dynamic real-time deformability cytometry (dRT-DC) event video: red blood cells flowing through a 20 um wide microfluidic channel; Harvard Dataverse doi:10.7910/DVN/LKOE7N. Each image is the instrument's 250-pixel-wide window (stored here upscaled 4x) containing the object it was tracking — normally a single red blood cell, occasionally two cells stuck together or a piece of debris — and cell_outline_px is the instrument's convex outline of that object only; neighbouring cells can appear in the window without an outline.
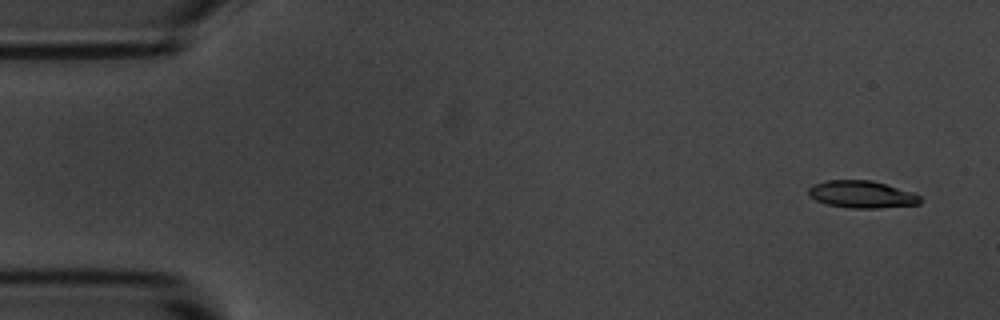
{"species": "common noctule bat (a hibernating species)", "species_latin": "Nyctalus noctula", "temperature_condition": "room temperature", "stored_images_in_passage": 5, "camera_frame_rate_fps": 3000, "um_per_image_px": 0.085, "animal": {"sex": "male", "body_mass_g": 20.1, "forearm_length_mm": 53.5}, "frame": {"image": 1, "passage_image": 1, "time_ms": 0.0, "image_size_px": [1000, 320], "cell_outline_px": [[920, 204], [880, 208], [852, 208], [828, 204], [816, 200], [808, 196], [808, 188], [812, 184], [828, 180], [872, 180], [912, 192], [920, 196]], "centroid_in_image_um": [73.23, 16.52], "position_along_channel_um": 11.8, "area_um2": 17.69}}
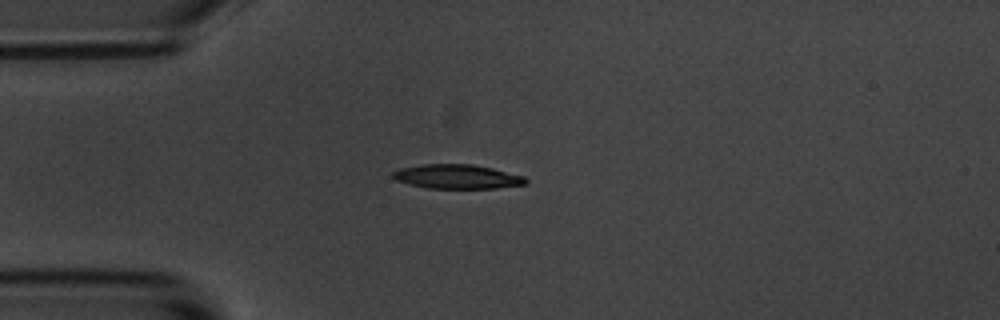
{"frame": {"image": 2, "passage_image": 4, "time_ms": 3.667, "image_size_px": [1000, 320], "cell_outline_px": [[528, 180], [524, 184], [496, 188], [428, 188], [408, 184], [396, 180], [392, 176], [392, 172], [400, 168], [424, 164], [472, 164], [492, 168], [524, 176]], "centroid_in_image_um": [38.83, 15.01], "position_along_channel_um": 46.2, "area_um2": 18.67}}